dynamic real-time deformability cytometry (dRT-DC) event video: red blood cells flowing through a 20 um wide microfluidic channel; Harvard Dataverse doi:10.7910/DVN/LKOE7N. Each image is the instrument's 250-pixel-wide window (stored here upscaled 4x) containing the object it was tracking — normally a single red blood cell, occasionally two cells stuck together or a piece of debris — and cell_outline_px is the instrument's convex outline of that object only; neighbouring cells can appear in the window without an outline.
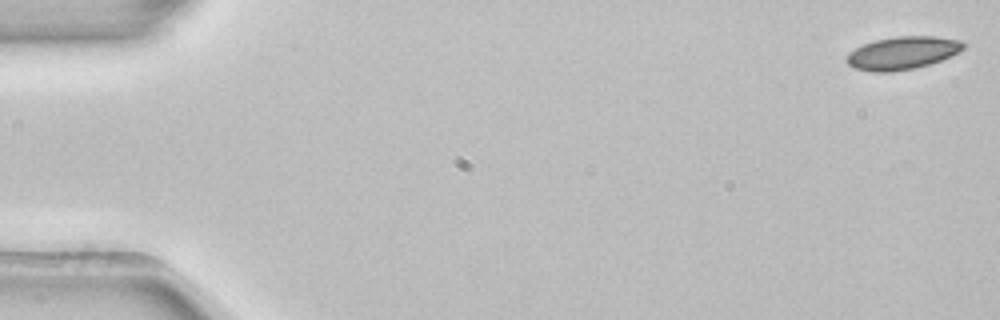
{"species": "common noctule bat (a hibernating species)", "species_latin": "Nyctalus noctula", "temperature_condition": "room temperature", "stored_images_in_passage": 53, "camera_frame_rate_fps": 3000, "um_per_image_px": 0.085, "animal": {"sex": "female", "body_mass_g": 22.7, "forearm_length_mm": 54.2}, "frame": {"image": 1, "passage_image": 1, "time_ms": 0.0, "image_size_px": [1000, 320], "cell_outline_px": [[964, 48], [940, 60], [916, 68], [892, 72], [872, 72], [856, 68], [848, 64], [844, 60], [848, 52], [864, 44], [876, 40], [896, 36], [936, 36], [960, 40], [964, 44]], "centroid_in_image_um": [76.66, 4.5], "position_along_channel_um": 8.3, "area_um2": 22.2}}
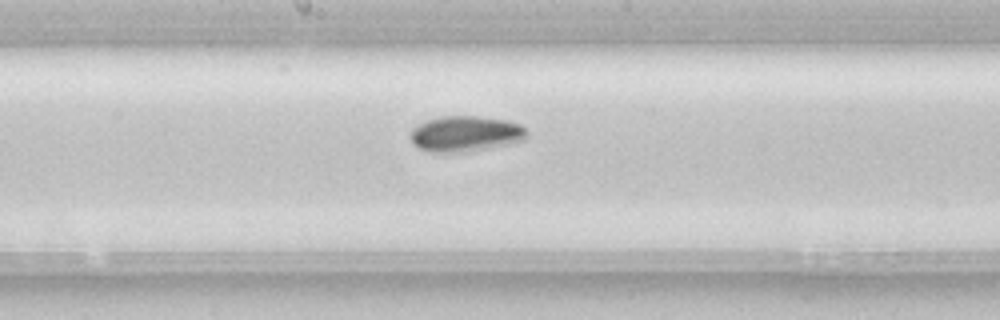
{"frame": {"image": 2, "passage_image": 28, "time_ms": 9.0, "image_size_px": [1000, 320], "cell_outline_px": [[528, 136], [524, 140], [512, 144], [468, 152], [428, 152], [416, 148], [412, 144], [408, 136], [412, 128], [424, 120], [440, 116], [476, 116], [508, 120], [520, 124], [528, 132]], "centroid_in_image_um": [39.53, 11.38], "position_along_channel_um": 208.7, "area_um2": 24.91}}
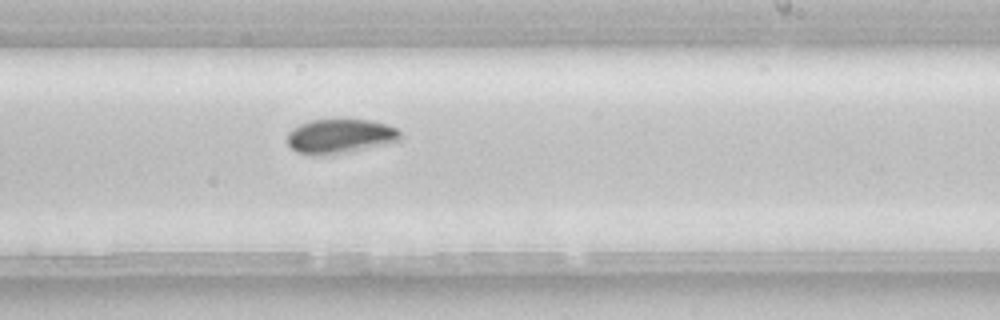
{"frame": {"image": 3, "passage_image": 32, "time_ms": 10.333, "image_size_px": [1000, 320], "cell_outline_px": [[400, 140], [320, 156], [312, 156], [296, 152], [284, 140], [288, 132], [292, 128], [308, 120], [344, 116], [368, 120], [388, 124], [396, 128], [400, 132]], "centroid_in_image_um": [28.8, 11.51], "position_along_channel_um": 260.2, "area_um2": 23.18}, "authors_computed_cell_mechanics": {"area_um2": 22.3686, "velocity_mm_per_s": 3.8871, "shape_relaxation_time_tau1_ms": 2.7956, "shape_relaxation_time_tau2_ms": null, "deformation_change_tau1": 0.0848, "deformation_change_tau2": null}}